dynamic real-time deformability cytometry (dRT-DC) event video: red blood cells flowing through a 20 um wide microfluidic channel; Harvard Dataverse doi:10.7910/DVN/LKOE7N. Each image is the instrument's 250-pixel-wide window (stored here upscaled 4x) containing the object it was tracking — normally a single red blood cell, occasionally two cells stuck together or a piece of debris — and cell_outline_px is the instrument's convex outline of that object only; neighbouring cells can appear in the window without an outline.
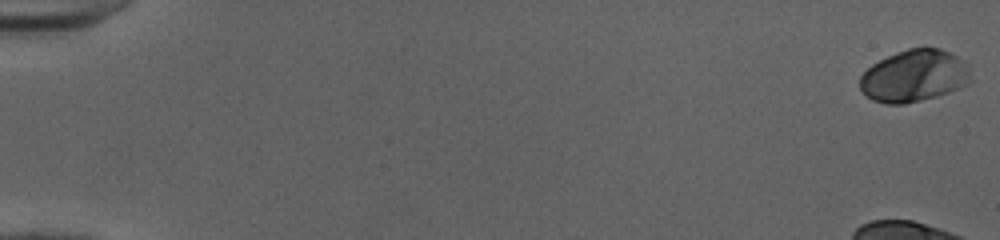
{"species": "human", "species_latin": "Homo sapiens", "temperature_condition": "cold", "stored_images_in_passage": 46, "camera_frame_rate_fps": 3000, "um_per_image_px": 0.085, "donor": {"sex": "female"}, "frame": {"image": 1, "passage_image": 1, "time_ms": 0.0, "image_size_px": [1000, 240], "cell_outline_px": [[972, 80], [968, 84], [948, 92], [936, 96], [904, 104], [888, 104], [872, 100], [860, 88], [860, 76], [872, 64], [896, 52], [908, 48], [940, 48], [964, 60], [968, 64]], "centroid_in_image_um": [77.73, 6.44], "position_along_channel_um": 7.3, "area_um2": 33.52}}